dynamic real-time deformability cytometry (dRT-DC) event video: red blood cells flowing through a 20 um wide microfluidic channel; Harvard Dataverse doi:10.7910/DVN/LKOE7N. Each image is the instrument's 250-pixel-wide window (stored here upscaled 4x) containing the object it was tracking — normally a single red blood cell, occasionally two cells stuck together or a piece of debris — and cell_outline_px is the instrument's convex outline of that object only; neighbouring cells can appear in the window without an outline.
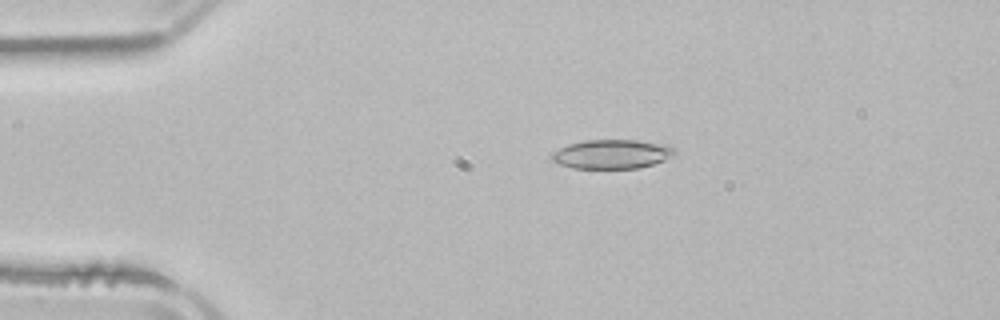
{"species": "common noctule bat (a hibernating species)", "species_latin": "Nyctalus noctula", "temperature_condition": "room temperature", "stored_images_in_passage": 3, "camera_frame_rate_fps": 3000, "um_per_image_px": 0.085, "animal": {"sex": "male", "body_mass_g": 21.5, "forearm_length_mm": 52.0}, "frame": {"image": 1, "passage_image": 2, "time_ms": 1.667, "image_size_px": [1000, 320], "cell_outline_px": [[676, 152], [672, 156], [664, 160], [640, 168], [572, 168], [560, 164], [552, 160], [552, 152], [568, 144], [584, 140], [636, 140], [668, 144], [676, 148]], "centroid_in_image_um": [52.05, 13.09], "position_along_channel_um": 33.0, "area_um2": 20.92}}